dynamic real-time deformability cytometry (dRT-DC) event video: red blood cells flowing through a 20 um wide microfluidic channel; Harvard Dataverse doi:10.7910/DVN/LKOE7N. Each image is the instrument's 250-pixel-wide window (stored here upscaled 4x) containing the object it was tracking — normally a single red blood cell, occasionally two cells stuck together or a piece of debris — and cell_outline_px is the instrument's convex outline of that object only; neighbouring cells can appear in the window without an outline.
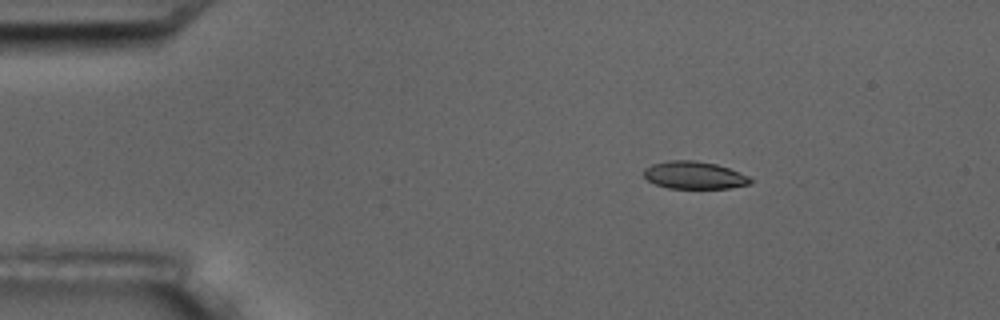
{"species": "common noctule bat (a hibernating species)", "species_latin": "Nyctalus noctula", "temperature_condition": "room temperature", "stored_images_in_passage": 4, "camera_frame_rate_fps": 3000, "um_per_image_px": 0.085, "animal": {"sex": "male", "body_mass_g": 17.5, "forearm_length_mm": 52.3}, "frame": {"image": 1, "passage_image": 2, "time_ms": 1.0, "image_size_px": [1000, 320], "cell_outline_px": [[752, 184], [728, 188], [668, 188], [656, 184], [648, 180], [644, 176], [644, 168], [652, 164], [668, 160], [696, 160], [716, 164], [728, 168], [748, 176], [752, 180]], "centroid_in_image_um": [59.0, 14.89], "position_along_channel_um": 26.0, "area_um2": 17.05}}